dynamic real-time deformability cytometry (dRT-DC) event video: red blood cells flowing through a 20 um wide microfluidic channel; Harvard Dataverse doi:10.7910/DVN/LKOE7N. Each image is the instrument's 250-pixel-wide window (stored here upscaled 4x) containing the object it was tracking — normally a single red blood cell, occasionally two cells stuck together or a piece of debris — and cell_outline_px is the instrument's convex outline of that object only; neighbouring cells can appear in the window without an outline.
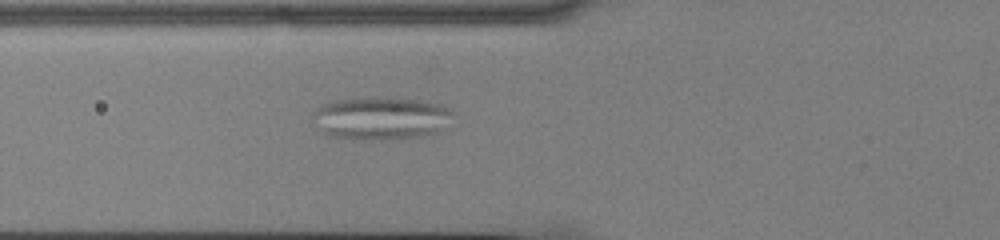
{"species": "common noctule bat (a hibernating species)", "species_latin": "Nyctalus noctula", "temperature_condition": "cold", "stored_images_in_passage": 45, "camera_frame_rate_fps": 3000, "um_per_image_px": 0.085, "animal": {"sex": "male", "body_mass_g": 13.0, "forearm_length_mm": 53.1}, "frame": {"image": 1, "passage_image": 11, "time_ms": 3.333, "image_size_px": [1000, 240], "cell_outline_px": [[452, 112], [440, 132], [420, 136], [364, 140], [328, 136], [324, 132], [316, 112], [316, 108], [320, 104], [328, 100], [372, 96], [380, 96], [420, 100], [440, 104], [448, 108]], "centroid_in_image_um": [32.39, 10.01], "position_along_channel_um": 93.4, "area_um2": 34.56}}
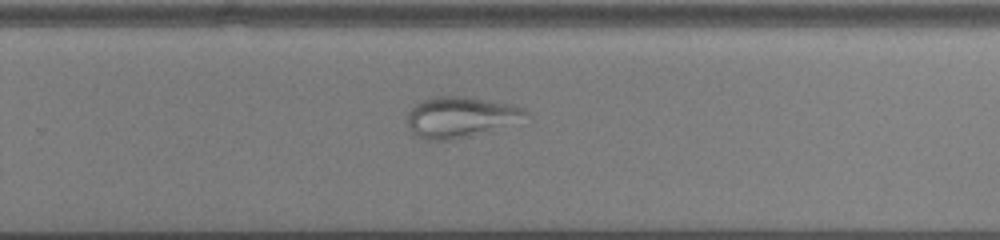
{"frame": {"image": 2, "passage_image": 27, "time_ms": 8.667, "image_size_px": [1000, 240], "cell_outline_px": [[528, 112], [492, 132], [452, 140], [424, 140], [416, 136], [408, 128], [408, 112], [420, 100], [432, 96], [464, 96], [512, 104], [524, 108]], "centroid_in_image_um": [39.04, 9.96], "position_along_channel_um": 290.8, "area_um2": 28.03}}
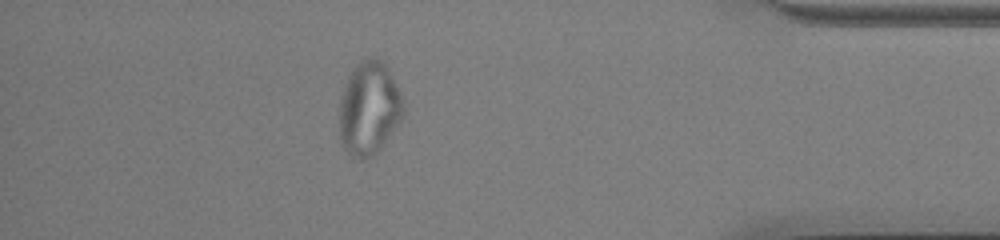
{"frame": {"image": 3, "passage_image": 39, "time_ms": 12.667, "image_size_px": [1000, 240], "cell_outline_px": [[404, 112], [400, 120], [380, 148], [372, 156], [360, 160], [352, 156], [344, 148], [340, 140], [340, 96], [348, 76], [352, 68], [360, 60], [372, 56], [376, 56], [388, 68], [400, 92], [404, 104]], "centroid_in_image_um": [31.35, 9.18], "position_along_channel_um": 403.8, "area_um2": 34.74}}